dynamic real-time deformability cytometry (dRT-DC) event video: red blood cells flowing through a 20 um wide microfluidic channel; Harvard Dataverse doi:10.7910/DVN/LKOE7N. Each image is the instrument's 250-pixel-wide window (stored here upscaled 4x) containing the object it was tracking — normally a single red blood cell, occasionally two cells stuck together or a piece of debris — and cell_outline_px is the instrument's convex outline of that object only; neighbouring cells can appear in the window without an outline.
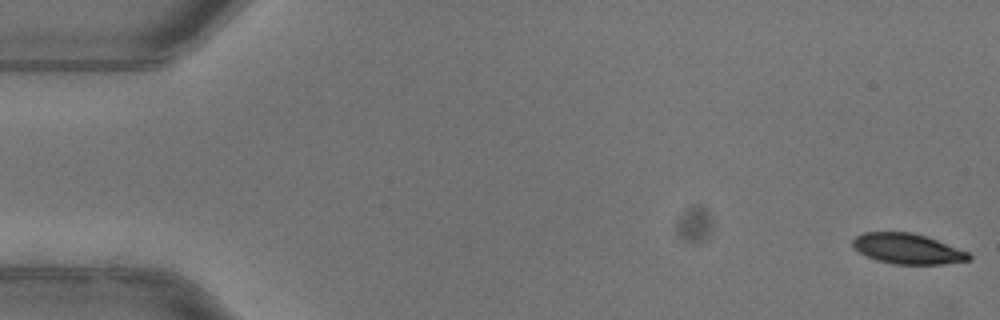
{"species": "common noctule bat (a hibernating species)", "species_latin": "Nyctalus noctula", "temperature_condition": "warm", "stored_images_in_passage": 52, "camera_frame_rate_fps": 3000, "um_per_image_px": 0.085, "animal": {"sex": "female"}, "frame": {"image": 1, "passage_image": 1, "time_ms": 0.0, "image_size_px": [1000, 320], "cell_outline_px": [[972, 260], [940, 264], [896, 264], [876, 260], [860, 252], [852, 244], [852, 240], [856, 236], [864, 232], [912, 232], [936, 240], [968, 252], [972, 256]], "centroid_in_image_um": [77.15, 21.14], "position_along_channel_um": 7.9, "area_um2": 20.29}}
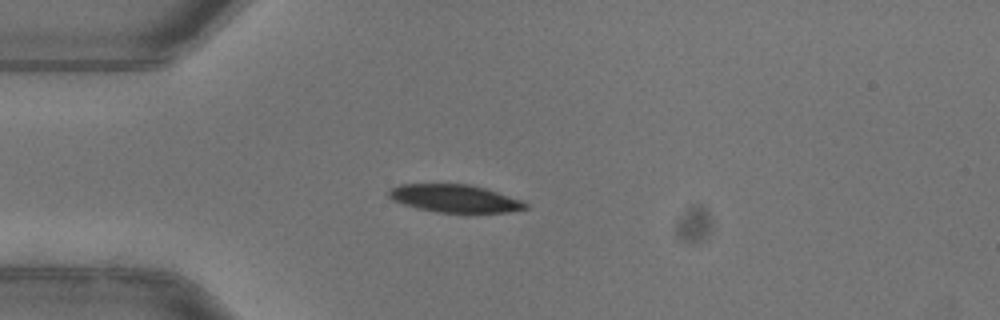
{"frame": {"image": 2, "passage_image": 14, "time_ms": 4.333, "image_size_px": [1000, 320], "cell_outline_px": [[528, 208], [508, 212], [436, 212], [416, 208], [392, 200], [388, 196], [388, 188], [400, 184], [468, 184], [484, 188], [520, 200], [528, 204]], "centroid_in_image_um": [38.59, 16.86], "position_along_channel_um": 46.4, "area_um2": 21.91}}
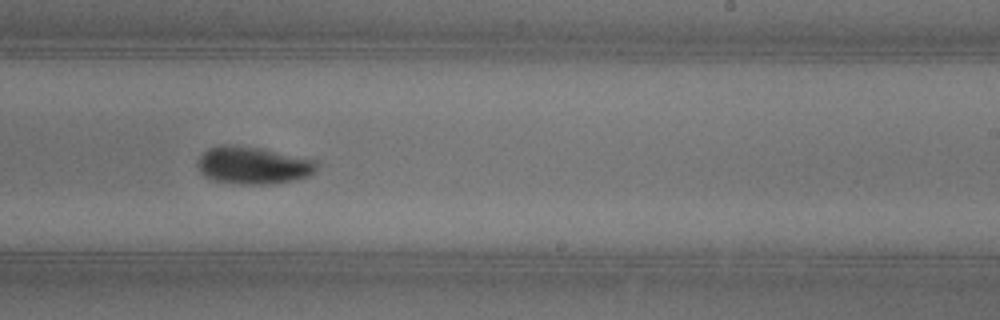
{"frame": {"image": 3, "passage_image": 32, "time_ms": 10.333, "image_size_px": [1000, 320], "cell_outline_px": [[320, 164], [308, 176], [292, 180], [264, 184], [240, 184], [216, 180], [204, 176], [196, 168], [196, 164], [200, 156], [208, 148], [220, 144], [236, 144], [260, 148], [320, 160]], "centroid_in_image_um": [21.5, 14.02], "position_along_channel_um": 267.5, "area_um2": 26.18}, "authors_computed_cell_mechanics": {"area_um2": 23.7558, "velocity_mm_per_s": 3.9644, "shape_relaxation_time_tau1_ms": 4.8379, "shape_relaxation_time_tau2_ms": 3.0103, "deformation_change_tau1": 0.1697, "deformation_change_tau2": 0.058}}